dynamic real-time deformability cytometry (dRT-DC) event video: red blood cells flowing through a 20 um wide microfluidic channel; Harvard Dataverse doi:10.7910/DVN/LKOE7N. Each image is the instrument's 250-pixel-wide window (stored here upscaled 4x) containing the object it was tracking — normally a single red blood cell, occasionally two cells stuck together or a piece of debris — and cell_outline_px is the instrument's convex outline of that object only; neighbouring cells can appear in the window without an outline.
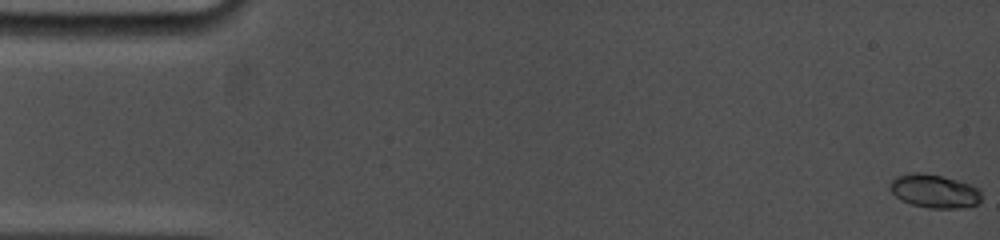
{"species": "common noctule bat (a hibernating species)", "species_latin": "Nyctalus noctula", "temperature_condition": "cold", "stored_images_in_passage": 62, "camera_frame_rate_fps": 5000, "um_per_image_px": 0.085, "animal": {"sex": "female", "body_mass_g": 19.0, "forearm_length_mm": 53.3}, "frame": {"image": 1, "passage_image": 1, "time_ms": 0.0, "image_size_px": [1000, 240], "cell_outline_px": [[980, 204], [964, 208], [928, 208], [912, 204], [900, 200], [888, 188], [888, 184], [896, 176], [912, 172], [920, 172], [940, 176], [956, 180], [980, 188]], "centroid_in_image_um": [79.4, 16.25], "position_along_channel_um": 5.6, "area_um2": 17.98}}
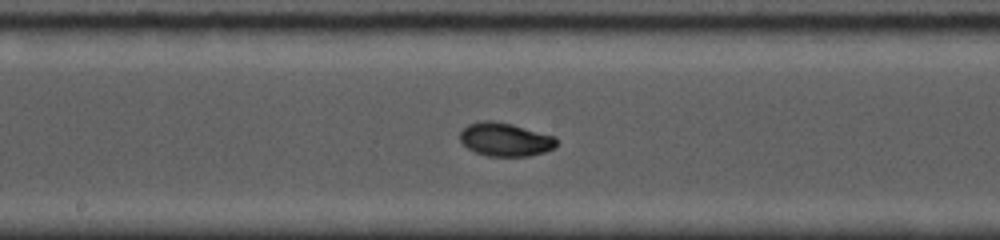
{"frame": {"image": 2, "passage_image": 36, "time_ms": 9.0, "image_size_px": [1000, 240], "cell_outline_px": [[556, 148], [544, 152], [528, 156], [488, 156], [476, 152], [468, 148], [460, 140], [460, 132], [468, 124], [480, 120], [492, 120], [512, 124], [556, 136]], "centroid_in_image_um": [42.96, 11.85], "position_along_channel_um": 205.2, "area_um2": 18.9}}
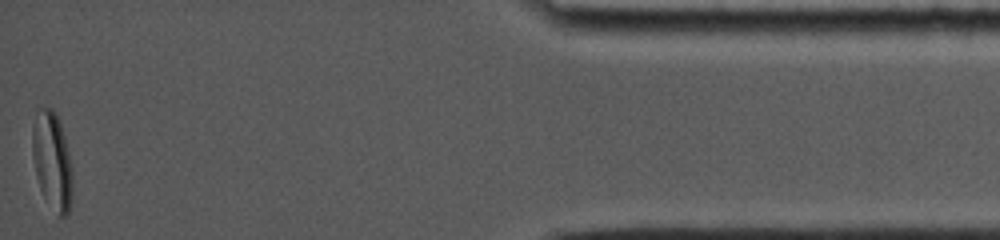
{"frame": {"image": 3, "passage_image": 62, "time_ms": 16.6, "image_size_px": [1000, 240], "cell_outline_px": [[72, 200], [68, 212], [64, 216], [60, 216], [44, 196], [40, 188], [32, 156], [32, 128], [36, 112], [40, 108], [52, 108], [56, 112], [64, 136], [72, 168]], "centroid_in_image_um": [4.43, 13.63], "position_along_channel_um": 430.8, "area_um2": 22.54}, "authors_computed_cell_mechanics": {"area_um2": 18.1781, "velocity_mm_per_s": 3.7982, "shape_relaxation_time_tau1_ms": 5.9992, "shape_relaxation_time_tau2_ms": 1.2901, "deformation_change_tau1": 0.2007, "deformation_change_tau2": 0.0356}}